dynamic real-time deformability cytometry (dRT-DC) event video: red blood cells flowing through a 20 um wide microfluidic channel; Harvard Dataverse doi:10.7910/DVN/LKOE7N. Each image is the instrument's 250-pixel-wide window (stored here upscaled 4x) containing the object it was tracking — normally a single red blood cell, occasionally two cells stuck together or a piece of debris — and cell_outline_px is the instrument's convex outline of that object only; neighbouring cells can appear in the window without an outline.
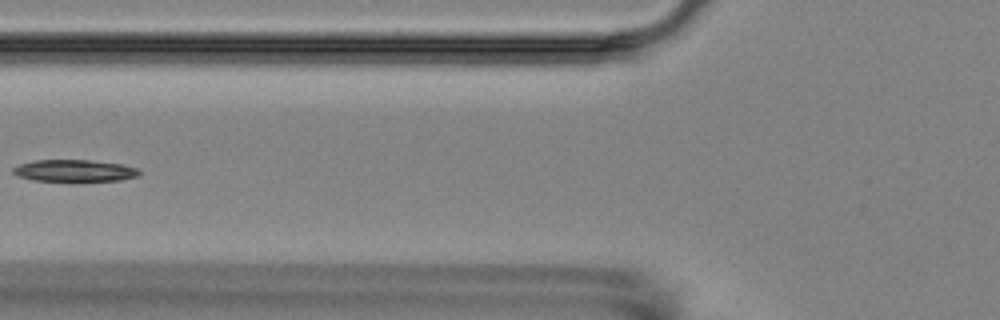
{"species": "Egyptian fruit bat (a non-hibernating species)", "species_latin": "Rousettus aegyptiacus", "temperature_condition": "room temperature", "stored_images_in_passage": 5, "segment_of_instrument_passage": [2, 2], "camera_frame_rate_fps": 3000, "um_per_image_px": 0.085, "animal": {"sex": "female"}, "frame": {"image": 1, "passage_image": 5, "time_ms": 5.333, "image_size_px": [1000, 320], "cell_outline_px": [[140, 172], [136, 176], [120, 180], [32, 180], [16, 176], [12, 172], [12, 168], [20, 164], [36, 160], [88, 160], [120, 164], [140, 168]], "centroid_in_image_um": [6.3, 14.49], "position_along_channel_um": 119.5, "area_um2": 15.78}}